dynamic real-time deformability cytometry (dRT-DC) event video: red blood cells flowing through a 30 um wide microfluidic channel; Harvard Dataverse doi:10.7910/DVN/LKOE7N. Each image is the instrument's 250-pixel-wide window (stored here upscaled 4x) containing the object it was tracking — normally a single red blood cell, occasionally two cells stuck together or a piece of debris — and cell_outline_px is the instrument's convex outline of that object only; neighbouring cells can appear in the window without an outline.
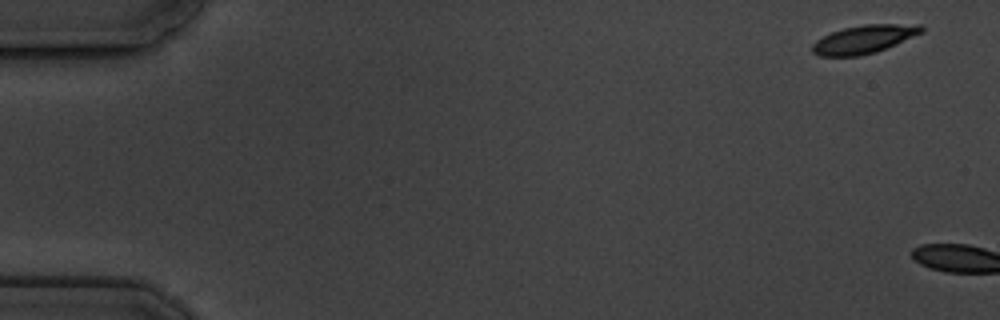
{"species": "common noctule bat (a hibernating species)", "species_latin": "Nyctalus noctula", "temperature_condition": "cold", "stored_images_in_passage": 2, "camera_frame_rate_fps": 3000, "um_per_image_px": 0.085, "animal": {"sex": "male", "body_mass_g": 19.5, "forearm_length_mm": 54.6}, "frame": {"image": 1, "passage_image": 1, "time_ms": 0.0, "image_size_px": [1000, 320], "cell_outline_px": [[924, 32], [876, 52], [860, 56], [820, 56], [812, 52], [812, 44], [816, 40], [832, 32], [844, 28], [864, 24], [924, 24]], "centroid_in_image_um": [73.47, 3.33], "position_along_channel_um": 11.5, "area_um2": 17.98}}